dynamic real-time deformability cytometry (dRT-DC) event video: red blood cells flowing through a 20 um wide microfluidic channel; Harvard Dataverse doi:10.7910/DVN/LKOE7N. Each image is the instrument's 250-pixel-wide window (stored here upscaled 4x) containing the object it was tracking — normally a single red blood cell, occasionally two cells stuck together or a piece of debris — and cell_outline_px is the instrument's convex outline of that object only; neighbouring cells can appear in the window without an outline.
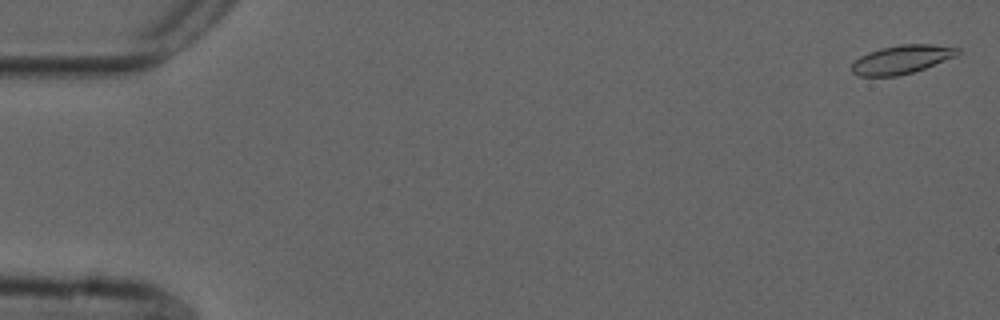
{"species": "common noctule bat (a hibernating species)", "species_latin": "Nyctalus noctula", "temperature_condition": "cold", "stored_images_in_passage": 51, "camera_frame_rate_fps": 3000, "um_per_image_px": 0.085, "animal": {"sex": "male", "forearm_length_mm": 52.5}, "frame": {"image": 1, "passage_image": 2, "time_ms": 0.333, "image_size_px": [1000, 320], "cell_outline_px": [[960, 52], [956, 56], [924, 68], [912, 72], [896, 76], [860, 76], [852, 72], [852, 64], [860, 56], [868, 52], [880, 48], [900, 44], [932, 44], [960, 48]], "centroid_in_image_um": [76.64, 5.04], "position_along_channel_um": 8.4, "area_um2": 17.51}}
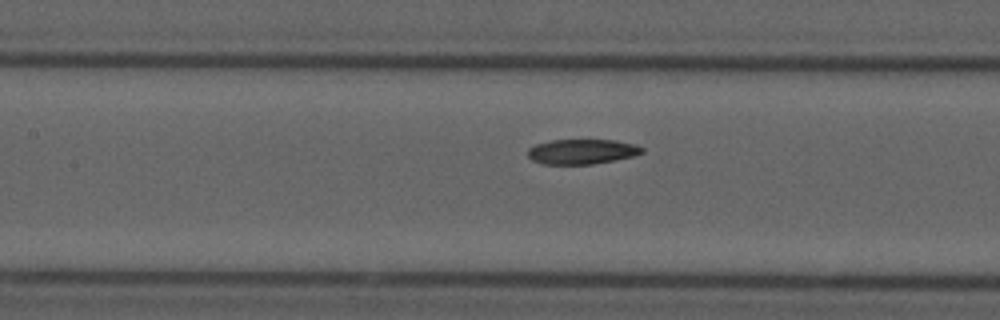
{"frame": {"image": 2, "passage_image": 26, "time_ms": 8.333, "image_size_px": [1000, 320], "cell_outline_px": [[644, 152], [632, 156], [592, 164], [544, 164], [532, 160], [528, 156], [528, 148], [536, 144], [552, 140], [616, 140], [636, 144], [644, 148]], "centroid_in_image_um": [49.47, 12.88], "position_along_channel_um": 157.9, "area_um2": 16.53}}
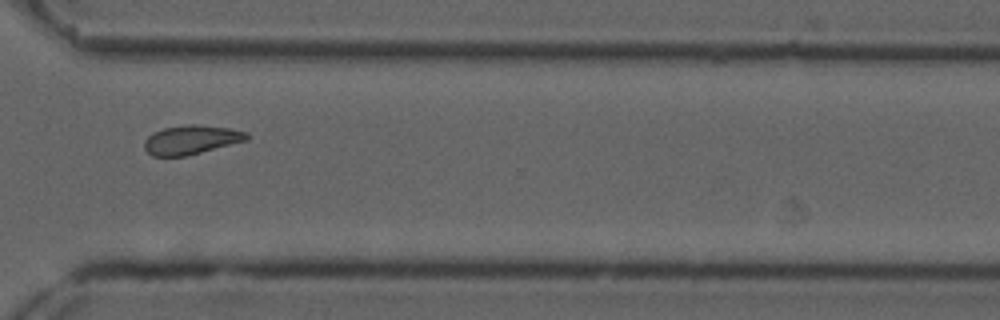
{"frame": {"image": 3, "passage_image": 42, "time_ms": 13.667, "image_size_px": [1000, 320], "cell_outline_px": [[252, 136], [248, 140], [184, 156], [152, 156], [144, 148], [144, 140], [148, 136], [164, 128], [188, 124], [196, 124], [228, 128], [248, 132]], "centroid_in_image_um": [16.28, 11.87], "position_along_channel_um": 354.3, "area_um2": 17.22}}